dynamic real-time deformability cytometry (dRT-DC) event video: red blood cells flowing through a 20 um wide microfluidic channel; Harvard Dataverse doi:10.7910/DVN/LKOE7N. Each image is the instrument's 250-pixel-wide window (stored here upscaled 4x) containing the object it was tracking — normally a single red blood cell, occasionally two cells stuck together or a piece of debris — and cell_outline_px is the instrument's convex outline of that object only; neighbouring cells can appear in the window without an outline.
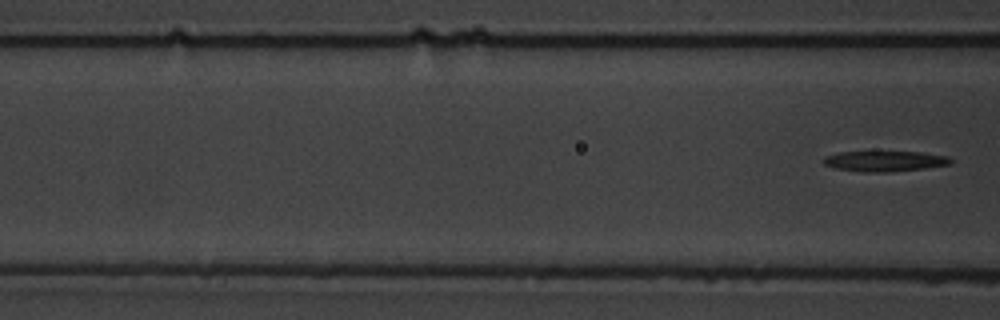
{"species": "common noctule bat (a hibernating species)", "species_latin": "Nyctalus noctula", "temperature_condition": "warm", "stored_images_in_passage": 7, "segment_of_instrument_passage": [2, 2], "camera_frame_rate_fps": 3000, "um_per_image_px": 0.085, "animal": {"sex": "male", "body_mass_g": 19.5, "forearm_length_mm": 54.6}, "frame": {"image": 1, "passage_image": 7, "time_ms": 8.0, "image_size_px": [1000, 320], "cell_outline_px": [[952, 164], [924, 168], [888, 172], [864, 172], [836, 168], [824, 164], [824, 156], [840, 152], [920, 152], [948, 156], [952, 160]], "centroid_in_image_um": [75.23, 13.7], "position_along_channel_um": 91.4, "area_um2": 15.03}}